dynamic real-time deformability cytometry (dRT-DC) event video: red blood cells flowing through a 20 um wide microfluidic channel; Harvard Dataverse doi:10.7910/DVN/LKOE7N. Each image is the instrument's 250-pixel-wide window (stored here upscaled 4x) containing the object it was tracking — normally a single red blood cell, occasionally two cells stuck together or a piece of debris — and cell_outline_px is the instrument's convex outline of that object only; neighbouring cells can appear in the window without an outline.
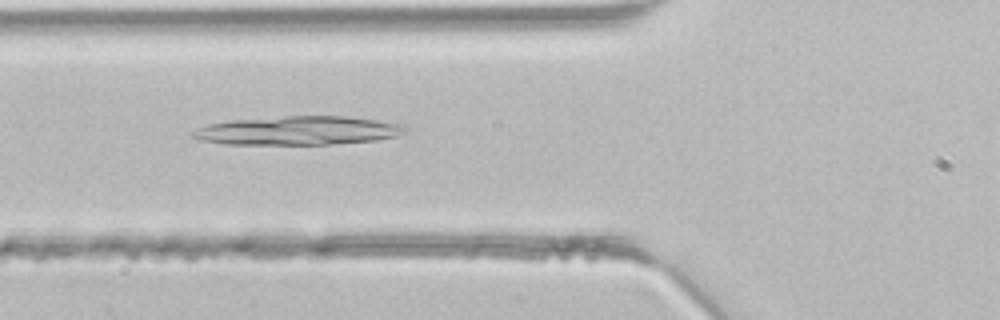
{"species": "common noctule bat (a hibernating species)", "species_latin": "Nyctalus noctula", "temperature_condition": "room temperature", "stored_images_in_passage": 2, "camera_frame_rate_fps": 3000, "um_per_image_px": 0.085, "animal": {"sex": "male", "body_mass_g": 21.5, "forearm_length_mm": 52.0}, "frame": {"image": 1, "passage_image": 2, "time_ms": 0.333, "image_size_px": [1000, 320], "cell_outline_px": [[408, 128], [404, 132], [396, 136], [376, 140], [328, 144], [224, 144], [200, 140], [192, 136], [188, 132], [196, 128], [208, 124], [232, 120], [284, 116], [348, 116], [404, 124]], "centroid_in_image_um": [25.31, 11.09], "position_along_channel_um": 100.5, "area_um2": 35.6}}